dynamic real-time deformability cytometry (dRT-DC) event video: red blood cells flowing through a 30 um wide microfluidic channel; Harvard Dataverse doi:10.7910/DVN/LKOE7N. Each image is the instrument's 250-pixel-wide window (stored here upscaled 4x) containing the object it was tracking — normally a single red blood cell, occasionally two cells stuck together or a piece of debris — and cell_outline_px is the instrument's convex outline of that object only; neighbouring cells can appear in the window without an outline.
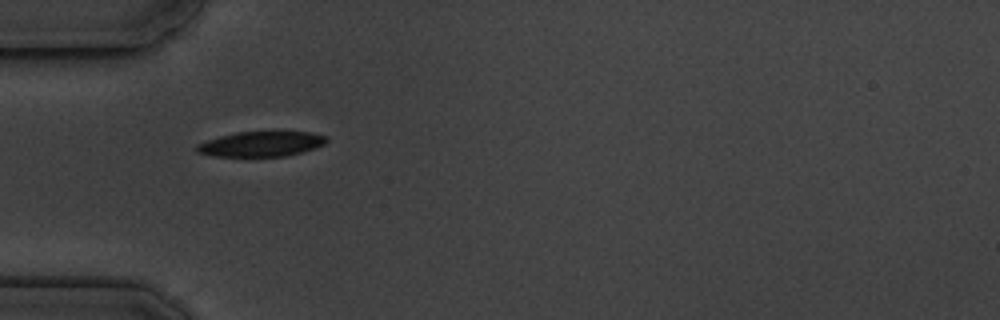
{"species": "common noctule bat (a hibernating species)", "species_latin": "Nyctalus noctula", "temperature_condition": "cold", "stored_images_in_passage": 2, "camera_frame_rate_fps": 3000, "um_per_image_px": 0.085, "animal": {"sex": "male", "body_mass_g": 19.5, "forearm_length_mm": 54.6}, "frame": {"image": 1, "passage_image": 1, "time_ms": 0.0, "image_size_px": [1000, 320], "cell_outline_px": [[328, 140], [324, 144], [300, 152], [284, 156], [212, 156], [196, 152], [196, 144], [220, 136], [236, 132], [312, 132], [328, 136]], "centroid_in_image_um": [22.18, 12.23], "position_along_channel_um": 62.8, "area_um2": 18.79}}